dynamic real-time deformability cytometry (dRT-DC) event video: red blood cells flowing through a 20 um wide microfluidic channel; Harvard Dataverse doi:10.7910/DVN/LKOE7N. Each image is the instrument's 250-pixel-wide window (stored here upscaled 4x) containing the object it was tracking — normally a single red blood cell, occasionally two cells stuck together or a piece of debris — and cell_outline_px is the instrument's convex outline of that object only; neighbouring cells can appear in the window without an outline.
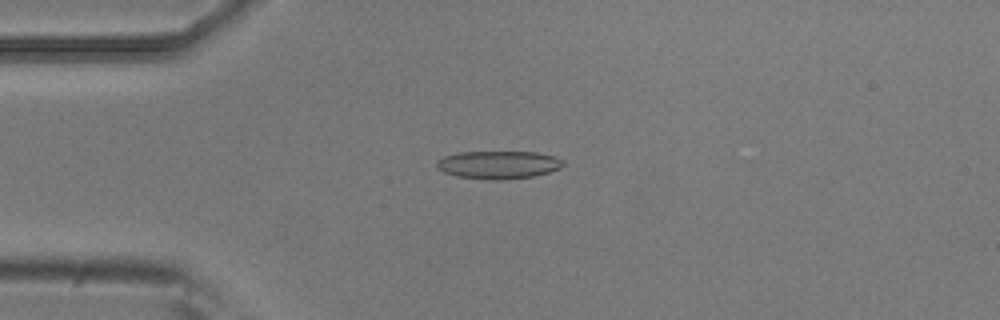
{"species": "common noctule bat (a hibernating species)", "species_latin": "Nyctalus noctula", "temperature_condition": "room temperature", "stored_images_in_passage": 8, "camera_frame_rate_fps": 3000, "um_per_image_px": 0.085, "animal": {"sex": "male", "body_mass_g": 20.5, "forearm_length_mm": 52.5}, "frame": {"image": 1, "passage_image": 3, "time_ms": 0.667, "image_size_px": [1000, 320], "cell_outline_px": [[564, 164], [560, 168], [536, 176], [504, 180], [492, 180], [456, 176], [444, 172], [436, 168], [436, 164], [444, 156], [456, 152], [536, 152], [552, 156], [564, 160]], "centroid_in_image_um": [42.37, 14.01], "position_along_channel_um": 42.6, "area_um2": 20.63}}
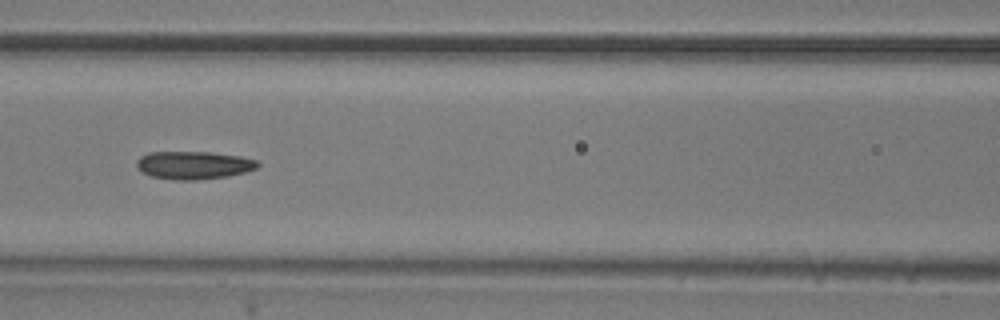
{"frame": {"image": 2, "passage_image": 6, "time_ms": 1.667, "image_size_px": [1000, 320], "cell_outline_px": [[260, 164], [256, 168], [244, 172], [228, 176], [196, 180], [176, 180], [152, 176], [140, 172], [136, 168], [136, 160], [140, 156], [148, 152], [208, 152], [240, 156], [256, 160]], "centroid_in_image_um": [16.41, 14.04], "position_along_channel_um": 150.2, "area_um2": 19.77}}
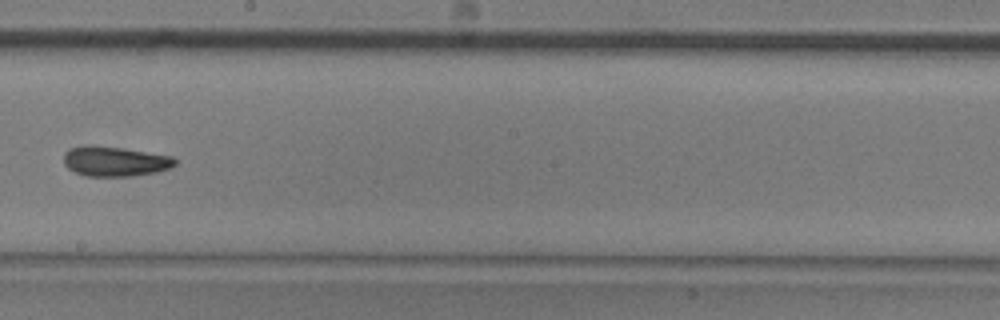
{"frame": {"image": 3, "passage_image": 8, "time_ms": 2.333, "image_size_px": [1000, 320], "cell_outline_px": [[176, 164], [172, 168], [156, 172], [132, 176], [84, 176], [68, 168], [64, 164], [64, 152], [68, 148], [80, 144], [92, 144], [124, 148], [172, 156], [176, 160]], "centroid_in_image_um": [9.73, 13.69], "position_along_channel_um": 238.5, "area_um2": 19.83}}